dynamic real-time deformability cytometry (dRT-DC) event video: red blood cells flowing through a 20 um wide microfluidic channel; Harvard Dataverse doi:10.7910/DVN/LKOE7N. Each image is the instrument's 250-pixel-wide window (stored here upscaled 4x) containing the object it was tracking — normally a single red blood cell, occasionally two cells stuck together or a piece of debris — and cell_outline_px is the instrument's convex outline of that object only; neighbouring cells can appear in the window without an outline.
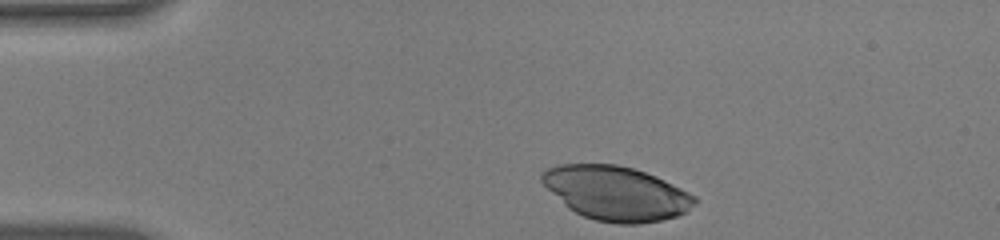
{"species": "human", "species_latin": "Homo sapiens", "temperature_condition": "warm", "stored_images_in_passage": 35, "camera_frame_rate_fps": 3000, "um_per_image_px": 0.085, "donor": {"sex": "male"}, "frame": {"image": 1, "passage_image": 1, "time_ms": 0.0, "image_size_px": [1000, 240], "cell_outline_px": [[700, 200], [688, 212], [676, 216], [660, 220], [640, 224], [616, 224], [596, 220], [584, 216], [568, 208], [540, 180], [540, 172], [544, 168], [560, 164], [616, 164], [632, 168], [656, 176], [696, 196]], "centroid_in_image_um": [52.39, 16.42], "position_along_channel_um": 32.6, "area_um2": 48.32}}
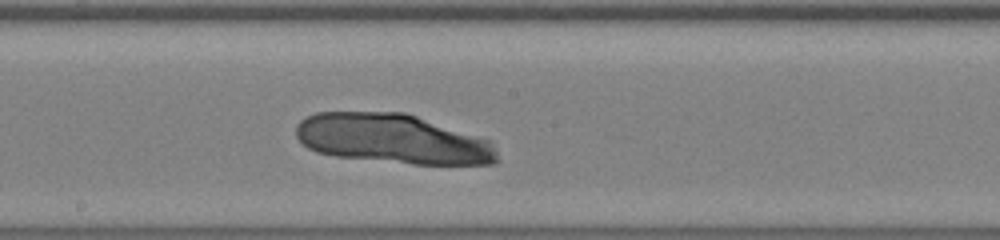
{"frame": {"image": 2, "passage_image": 20, "time_ms": 6.333, "image_size_px": [1000, 240], "cell_outline_px": [[500, 160], [496, 164], [412, 164], [336, 156], [316, 152], [308, 148], [296, 136], [296, 124], [304, 116], [316, 112], [404, 112], [492, 140]], "centroid_in_image_um": [33.4, 11.8], "position_along_channel_um": 214.8, "area_um2": 58.49}}
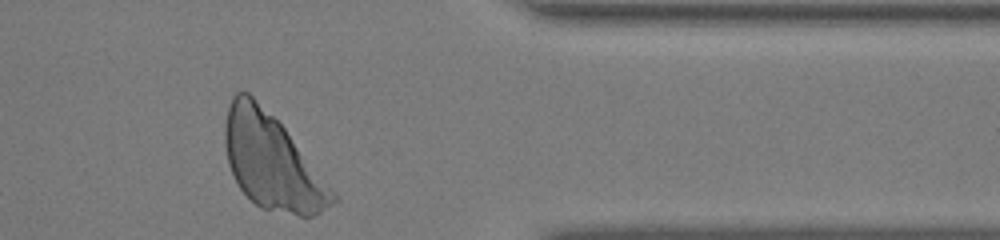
{"frame": {"image": 3, "passage_image": 35, "time_ms": 11.333, "image_size_px": [1000, 240], "cell_outline_px": [[340, 200], [320, 212], [312, 216], [300, 216], [260, 208], [240, 188], [228, 164], [224, 144], [224, 124], [228, 108], [232, 96], [236, 92], [248, 92], [284, 128]], "centroid_in_image_um": [23.08, 13.77], "position_along_channel_um": 388.3, "area_um2": 58.49}}